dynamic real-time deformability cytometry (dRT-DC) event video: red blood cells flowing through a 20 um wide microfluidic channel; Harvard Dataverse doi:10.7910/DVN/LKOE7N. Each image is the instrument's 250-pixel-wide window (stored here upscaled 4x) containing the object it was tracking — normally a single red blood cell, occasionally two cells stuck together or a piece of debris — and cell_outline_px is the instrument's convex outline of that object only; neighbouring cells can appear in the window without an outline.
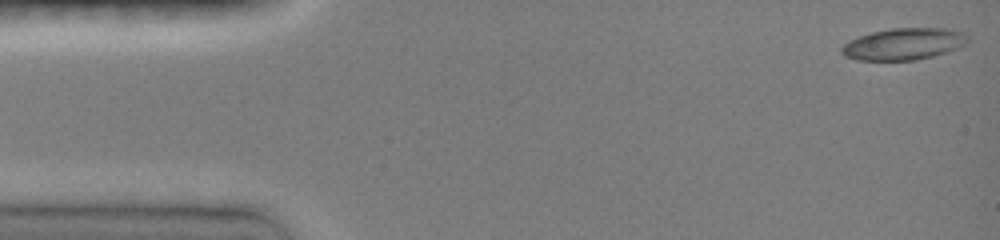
{"species": "common noctule bat (a hibernating species)", "species_latin": "Nyctalus noctula", "temperature_condition": "room temperature", "stored_images_in_passage": 65, "camera_frame_rate_fps": 3000, "um_per_image_px": 0.085, "animal": {"sex": "female", "body_mass_g": 19.0, "forearm_length_mm": 51.5}, "frame": {"image": 1, "passage_image": 1, "time_ms": 0.0, "image_size_px": [1000, 240], "cell_outline_px": [[968, 40], [964, 44], [956, 48], [932, 56], [916, 60], [856, 60], [844, 56], [840, 52], [840, 48], [844, 44], [860, 36], [872, 32], [892, 28], [944, 28], [964, 32], [968, 36]], "centroid_in_image_um": [76.79, 3.74], "position_along_channel_um": 8.2, "area_um2": 23.12}}
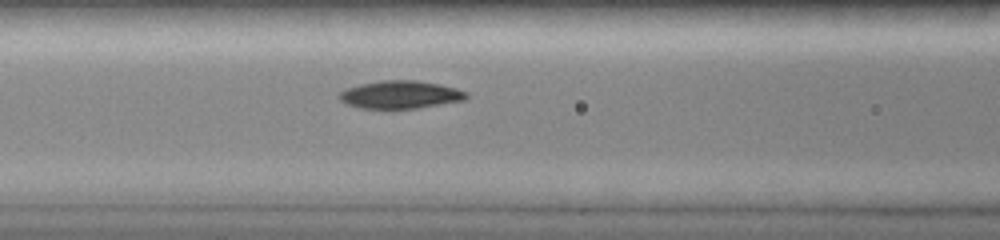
{"frame": {"image": 2, "passage_image": 17, "time_ms": 6.0, "image_size_px": [1000, 240], "cell_outline_px": [[468, 96], [464, 100], [392, 112], [360, 108], [344, 104], [336, 96], [340, 92], [348, 88], [360, 84], [380, 80], [416, 80], [440, 84], [456, 88], [468, 92]], "centroid_in_image_um": [33.97, 8.08], "position_along_channel_um": 132.6, "area_um2": 21.44}}
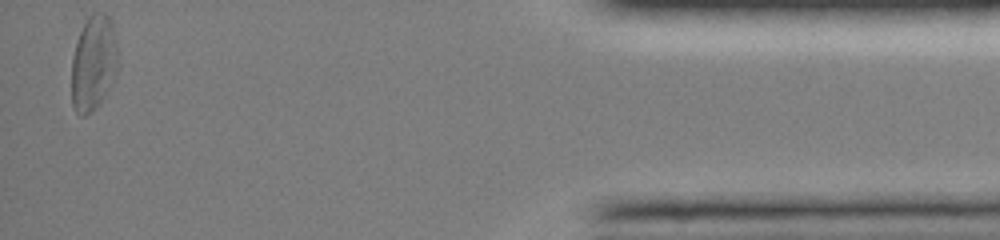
{"frame": {"image": 3, "passage_image": 64, "time_ms": 15.0, "image_size_px": [1000, 240], "cell_outline_px": [[116, 72], [104, 96], [84, 116], [80, 116], [76, 112], [72, 104], [72, 56], [80, 32], [88, 16], [92, 12], [104, 12], [108, 16], [112, 24], [116, 44]], "centroid_in_image_um": [7.92, 5.31], "position_along_channel_um": 427.3, "area_um2": 25.03}, "authors_computed_cell_mechanics": {"area_um2": 21.2704, "velocity_mm_per_s": 3.9997, "shape_relaxation_time_tau1_ms": 2.1066, "shape_relaxation_time_tau2_ms": 9.617, "deformation_change_tau1": 0.1038, "deformation_change_tau2": 0.1786}}